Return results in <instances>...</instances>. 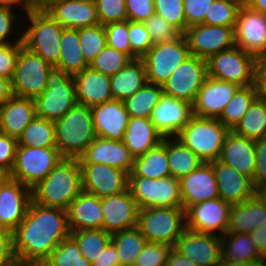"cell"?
<instances>
[{"mask_svg": "<svg viewBox=\"0 0 266 266\" xmlns=\"http://www.w3.org/2000/svg\"><path fill=\"white\" fill-rule=\"evenodd\" d=\"M129 21L145 22L155 14L154 0H126Z\"/></svg>", "mask_w": 266, "mask_h": 266, "instance_id": "obj_57", "label": "cell"}, {"mask_svg": "<svg viewBox=\"0 0 266 266\" xmlns=\"http://www.w3.org/2000/svg\"><path fill=\"white\" fill-rule=\"evenodd\" d=\"M174 248L198 266H220L222 262L220 236L186 229Z\"/></svg>", "mask_w": 266, "mask_h": 266, "instance_id": "obj_18", "label": "cell"}, {"mask_svg": "<svg viewBox=\"0 0 266 266\" xmlns=\"http://www.w3.org/2000/svg\"><path fill=\"white\" fill-rule=\"evenodd\" d=\"M214 0H184L183 9L186 17V29L190 26L202 24L206 13Z\"/></svg>", "mask_w": 266, "mask_h": 266, "instance_id": "obj_56", "label": "cell"}, {"mask_svg": "<svg viewBox=\"0 0 266 266\" xmlns=\"http://www.w3.org/2000/svg\"><path fill=\"white\" fill-rule=\"evenodd\" d=\"M12 81L0 75V108L13 96Z\"/></svg>", "mask_w": 266, "mask_h": 266, "instance_id": "obj_66", "label": "cell"}, {"mask_svg": "<svg viewBox=\"0 0 266 266\" xmlns=\"http://www.w3.org/2000/svg\"><path fill=\"white\" fill-rule=\"evenodd\" d=\"M167 155V137L150 149L146 154L135 158L129 177H145L159 179L170 176Z\"/></svg>", "mask_w": 266, "mask_h": 266, "instance_id": "obj_35", "label": "cell"}, {"mask_svg": "<svg viewBox=\"0 0 266 266\" xmlns=\"http://www.w3.org/2000/svg\"><path fill=\"white\" fill-rule=\"evenodd\" d=\"M32 190L10 177L0 185V223L13 231L24 219Z\"/></svg>", "mask_w": 266, "mask_h": 266, "instance_id": "obj_22", "label": "cell"}, {"mask_svg": "<svg viewBox=\"0 0 266 266\" xmlns=\"http://www.w3.org/2000/svg\"><path fill=\"white\" fill-rule=\"evenodd\" d=\"M219 160L232 166L253 182L256 166L255 141L230 131L224 140Z\"/></svg>", "mask_w": 266, "mask_h": 266, "instance_id": "obj_28", "label": "cell"}, {"mask_svg": "<svg viewBox=\"0 0 266 266\" xmlns=\"http://www.w3.org/2000/svg\"><path fill=\"white\" fill-rule=\"evenodd\" d=\"M256 58L240 47L221 51L207 60L208 77L235 83L241 87L254 85Z\"/></svg>", "mask_w": 266, "mask_h": 266, "instance_id": "obj_10", "label": "cell"}, {"mask_svg": "<svg viewBox=\"0 0 266 266\" xmlns=\"http://www.w3.org/2000/svg\"><path fill=\"white\" fill-rule=\"evenodd\" d=\"M266 223V205L255 194L252 198L230 209L229 226L226 233L250 234L255 228Z\"/></svg>", "mask_w": 266, "mask_h": 266, "instance_id": "obj_32", "label": "cell"}, {"mask_svg": "<svg viewBox=\"0 0 266 266\" xmlns=\"http://www.w3.org/2000/svg\"><path fill=\"white\" fill-rule=\"evenodd\" d=\"M35 117V101L13 95L0 108V132L18 140Z\"/></svg>", "mask_w": 266, "mask_h": 266, "instance_id": "obj_31", "label": "cell"}, {"mask_svg": "<svg viewBox=\"0 0 266 266\" xmlns=\"http://www.w3.org/2000/svg\"><path fill=\"white\" fill-rule=\"evenodd\" d=\"M235 46L255 58L266 56V15L240 7L234 28Z\"/></svg>", "mask_w": 266, "mask_h": 266, "instance_id": "obj_16", "label": "cell"}, {"mask_svg": "<svg viewBox=\"0 0 266 266\" xmlns=\"http://www.w3.org/2000/svg\"><path fill=\"white\" fill-rule=\"evenodd\" d=\"M190 55L184 34L174 41L155 44L141 58L145 64L147 82L162 86Z\"/></svg>", "mask_w": 266, "mask_h": 266, "instance_id": "obj_11", "label": "cell"}, {"mask_svg": "<svg viewBox=\"0 0 266 266\" xmlns=\"http://www.w3.org/2000/svg\"><path fill=\"white\" fill-rule=\"evenodd\" d=\"M60 56L55 66L70 76L81 73L89 67L79 42V29L64 28L60 38Z\"/></svg>", "mask_w": 266, "mask_h": 266, "instance_id": "obj_36", "label": "cell"}, {"mask_svg": "<svg viewBox=\"0 0 266 266\" xmlns=\"http://www.w3.org/2000/svg\"><path fill=\"white\" fill-rule=\"evenodd\" d=\"M207 78V60L190 55L162 84L163 94L193 104Z\"/></svg>", "mask_w": 266, "mask_h": 266, "instance_id": "obj_13", "label": "cell"}, {"mask_svg": "<svg viewBox=\"0 0 266 266\" xmlns=\"http://www.w3.org/2000/svg\"><path fill=\"white\" fill-rule=\"evenodd\" d=\"M56 1L59 0H27V4L30 11H45Z\"/></svg>", "mask_w": 266, "mask_h": 266, "instance_id": "obj_67", "label": "cell"}, {"mask_svg": "<svg viewBox=\"0 0 266 266\" xmlns=\"http://www.w3.org/2000/svg\"><path fill=\"white\" fill-rule=\"evenodd\" d=\"M256 194L259 196V198L264 202L266 205V185L261 186L256 189Z\"/></svg>", "mask_w": 266, "mask_h": 266, "instance_id": "obj_71", "label": "cell"}, {"mask_svg": "<svg viewBox=\"0 0 266 266\" xmlns=\"http://www.w3.org/2000/svg\"><path fill=\"white\" fill-rule=\"evenodd\" d=\"M163 95L161 85L147 82L134 95L123 101L130 117L150 118L153 108Z\"/></svg>", "mask_w": 266, "mask_h": 266, "instance_id": "obj_41", "label": "cell"}, {"mask_svg": "<svg viewBox=\"0 0 266 266\" xmlns=\"http://www.w3.org/2000/svg\"><path fill=\"white\" fill-rule=\"evenodd\" d=\"M0 230H7V229H5L0 223Z\"/></svg>", "mask_w": 266, "mask_h": 266, "instance_id": "obj_75", "label": "cell"}, {"mask_svg": "<svg viewBox=\"0 0 266 266\" xmlns=\"http://www.w3.org/2000/svg\"><path fill=\"white\" fill-rule=\"evenodd\" d=\"M221 238L222 260L235 262H266L250 234L225 233Z\"/></svg>", "mask_w": 266, "mask_h": 266, "instance_id": "obj_37", "label": "cell"}, {"mask_svg": "<svg viewBox=\"0 0 266 266\" xmlns=\"http://www.w3.org/2000/svg\"><path fill=\"white\" fill-rule=\"evenodd\" d=\"M254 87L257 97L266 100V56L256 58Z\"/></svg>", "mask_w": 266, "mask_h": 266, "instance_id": "obj_62", "label": "cell"}, {"mask_svg": "<svg viewBox=\"0 0 266 266\" xmlns=\"http://www.w3.org/2000/svg\"><path fill=\"white\" fill-rule=\"evenodd\" d=\"M111 242L118 252L120 266H134L147 240L136 226L112 234Z\"/></svg>", "mask_w": 266, "mask_h": 266, "instance_id": "obj_40", "label": "cell"}, {"mask_svg": "<svg viewBox=\"0 0 266 266\" xmlns=\"http://www.w3.org/2000/svg\"><path fill=\"white\" fill-rule=\"evenodd\" d=\"M79 42L84 58L90 63L107 46L104 26L97 24L79 29Z\"/></svg>", "mask_w": 266, "mask_h": 266, "instance_id": "obj_47", "label": "cell"}, {"mask_svg": "<svg viewBox=\"0 0 266 266\" xmlns=\"http://www.w3.org/2000/svg\"><path fill=\"white\" fill-rule=\"evenodd\" d=\"M67 223L70 232L88 229H103L101 199L82 191L68 206Z\"/></svg>", "mask_w": 266, "mask_h": 266, "instance_id": "obj_30", "label": "cell"}, {"mask_svg": "<svg viewBox=\"0 0 266 266\" xmlns=\"http://www.w3.org/2000/svg\"><path fill=\"white\" fill-rule=\"evenodd\" d=\"M91 266H120L118 252L112 242H110L99 257L91 263Z\"/></svg>", "mask_w": 266, "mask_h": 266, "instance_id": "obj_63", "label": "cell"}, {"mask_svg": "<svg viewBox=\"0 0 266 266\" xmlns=\"http://www.w3.org/2000/svg\"><path fill=\"white\" fill-rule=\"evenodd\" d=\"M231 206L220 197L189 206L186 212L187 229L222 236L227 232Z\"/></svg>", "mask_w": 266, "mask_h": 266, "instance_id": "obj_15", "label": "cell"}, {"mask_svg": "<svg viewBox=\"0 0 266 266\" xmlns=\"http://www.w3.org/2000/svg\"><path fill=\"white\" fill-rule=\"evenodd\" d=\"M103 230L109 234L137 226L139 207L129 188L120 194L102 197Z\"/></svg>", "mask_w": 266, "mask_h": 266, "instance_id": "obj_20", "label": "cell"}, {"mask_svg": "<svg viewBox=\"0 0 266 266\" xmlns=\"http://www.w3.org/2000/svg\"><path fill=\"white\" fill-rule=\"evenodd\" d=\"M14 43L0 44V75L12 80L21 49L24 47L22 33Z\"/></svg>", "mask_w": 266, "mask_h": 266, "instance_id": "obj_54", "label": "cell"}, {"mask_svg": "<svg viewBox=\"0 0 266 266\" xmlns=\"http://www.w3.org/2000/svg\"><path fill=\"white\" fill-rule=\"evenodd\" d=\"M18 146L31 148L56 147L54 122L35 117L17 140Z\"/></svg>", "mask_w": 266, "mask_h": 266, "instance_id": "obj_42", "label": "cell"}, {"mask_svg": "<svg viewBox=\"0 0 266 266\" xmlns=\"http://www.w3.org/2000/svg\"><path fill=\"white\" fill-rule=\"evenodd\" d=\"M193 116L192 104L163 94L150 119L156 130L166 138L175 137Z\"/></svg>", "mask_w": 266, "mask_h": 266, "instance_id": "obj_19", "label": "cell"}, {"mask_svg": "<svg viewBox=\"0 0 266 266\" xmlns=\"http://www.w3.org/2000/svg\"><path fill=\"white\" fill-rule=\"evenodd\" d=\"M240 6L229 0H214L202 24L235 28Z\"/></svg>", "mask_w": 266, "mask_h": 266, "instance_id": "obj_48", "label": "cell"}, {"mask_svg": "<svg viewBox=\"0 0 266 266\" xmlns=\"http://www.w3.org/2000/svg\"><path fill=\"white\" fill-rule=\"evenodd\" d=\"M52 67L42 57L23 47L11 80L13 94L35 100L45 90L47 75Z\"/></svg>", "mask_w": 266, "mask_h": 266, "instance_id": "obj_12", "label": "cell"}, {"mask_svg": "<svg viewBox=\"0 0 266 266\" xmlns=\"http://www.w3.org/2000/svg\"><path fill=\"white\" fill-rule=\"evenodd\" d=\"M16 264L12 248V231L0 230V266H15Z\"/></svg>", "mask_w": 266, "mask_h": 266, "instance_id": "obj_60", "label": "cell"}, {"mask_svg": "<svg viewBox=\"0 0 266 266\" xmlns=\"http://www.w3.org/2000/svg\"><path fill=\"white\" fill-rule=\"evenodd\" d=\"M15 266H42V265H20V264H16Z\"/></svg>", "mask_w": 266, "mask_h": 266, "instance_id": "obj_74", "label": "cell"}, {"mask_svg": "<svg viewBox=\"0 0 266 266\" xmlns=\"http://www.w3.org/2000/svg\"><path fill=\"white\" fill-rule=\"evenodd\" d=\"M220 266H266V262H235L222 260Z\"/></svg>", "mask_w": 266, "mask_h": 266, "instance_id": "obj_70", "label": "cell"}, {"mask_svg": "<svg viewBox=\"0 0 266 266\" xmlns=\"http://www.w3.org/2000/svg\"><path fill=\"white\" fill-rule=\"evenodd\" d=\"M247 6L266 15V0H249Z\"/></svg>", "mask_w": 266, "mask_h": 266, "instance_id": "obj_69", "label": "cell"}, {"mask_svg": "<svg viewBox=\"0 0 266 266\" xmlns=\"http://www.w3.org/2000/svg\"><path fill=\"white\" fill-rule=\"evenodd\" d=\"M216 176L219 197L230 205L239 204L256 194L252 180L220 160L210 162Z\"/></svg>", "mask_w": 266, "mask_h": 266, "instance_id": "obj_24", "label": "cell"}, {"mask_svg": "<svg viewBox=\"0 0 266 266\" xmlns=\"http://www.w3.org/2000/svg\"><path fill=\"white\" fill-rule=\"evenodd\" d=\"M69 236L66 210L44 207L31 200L23 221L12 231L16 263L42 265Z\"/></svg>", "mask_w": 266, "mask_h": 266, "instance_id": "obj_1", "label": "cell"}, {"mask_svg": "<svg viewBox=\"0 0 266 266\" xmlns=\"http://www.w3.org/2000/svg\"><path fill=\"white\" fill-rule=\"evenodd\" d=\"M15 5H20L21 8L23 7V12L25 11L27 13L28 11H30L28 8L27 0H0L1 7H6L14 10Z\"/></svg>", "mask_w": 266, "mask_h": 266, "instance_id": "obj_68", "label": "cell"}, {"mask_svg": "<svg viewBox=\"0 0 266 266\" xmlns=\"http://www.w3.org/2000/svg\"><path fill=\"white\" fill-rule=\"evenodd\" d=\"M70 236L78 244L82 256L90 263L99 257L112 240V235L103 229L77 230L70 232Z\"/></svg>", "mask_w": 266, "mask_h": 266, "instance_id": "obj_44", "label": "cell"}, {"mask_svg": "<svg viewBox=\"0 0 266 266\" xmlns=\"http://www.w3.org/2000/svg\"><path fill=\"white\" fill-rule=\"evenodd\" d=\"M166 266H198L184 255L179 253L174 247L170 251Z\"/></svg>", "mask_w": 266, "mask_h": 266, "instance_id": "obj_65", "label": "cell"}, {"mask_svg": "<svg viewBox=\"0 0 266 266\" xmlns=\"http://www.w3.org/2000/svg\"><path fill=\"white\" fill-rule=\"evenodd\" d=\"M81 192L79 160L63 158L47 177L32 189V200L44 207L67 210Z\"/></svg>", "mask_w": 266, "mask_h": 266, "instance_id": "obj_2", "label": "cell"}, {"mask_svg": "<svg viewBox=\"0 0 266 266\" xmlns=\"http://www.w3.org/2000/svg\"><path fill=\"white\" fill-rule=\"evenodd\" d=\"M162 140L150 118L130 117L123 142L134 158L146 154Z\"/></svg>", "mask_w": 266, "mask_h": 266, "instance_id": "obj_33", "label": "cell"}, {"mask_svg": "<svg viewBox=\"0 0 266 266\" xmlns=\"http://www.w3.org/2000/svg\"><path fill=\"white\" fill-rule=\"evenodd\" d=\"M94 2L99 24L105 26L128 20L126 0H94Z\"/></svg>", "mask_w": 266, "mask_h": 266, "instance_id": "obj_51", "label": "cell"}, {"mask_svg": "<svg viewBox=\"0 0 266 266\" xmlns=\"http://www.w3.org/2000/svg\"><path fill=\"white\" fill-rule=\"evenodd\" d=\"M98 137L123 141L130 116L121 100L113 99L91 108Z\"/></svg>", "mask_w": 266, "mask_h": 266, "instance_id": "obj_25", "label": "cell"}, {"mask_svg": "<svg viewBox=\"0 0 266 266\" xmlns=\"http://www.w3.org/2000/svg\"><path fill=\"white\" fill-rule=\"evenodd\" d=\"M137 227L147 242L175 246L187 229L183 207L143 208L139 210Z\"/></svg>", "mask_w": 266, "mask_h": 266, "instance_id": "obj_7", "label": "cell"}, {"mask_svg": "<svg viewBox=\"0 0 266 266\" xmlns=\"http://www.w3.org/2000/svg\"><path fill=\"white\" fill-rule=\"evenodd\" d=\"M128 38L131 46L132 60L142 58L154 46L143 22L128 20Z\"/></svg>", "mask_w": 266, "mask_h": 266, "instance_id": "obj_49", "label": "cell"}, {"mask_svg": "<svg viewBox=\"0 0 266 266\" xmlns=\"http://www.w3.org/2000/svg\"><path fill=\"white\" fill-rule=\"evenodd\" d=\"M26 23L30 22L24 32L22 41L29 51L42 57L53 67L58 64L60 56V38L64 27L46 11H28Z\"/></svg>", "mask_w": 266, "mask_h": 266, "instance_id": "obj_5", "label": "cell"}, {"mask_svg": "<svg viewBox=\"0 0 266 266\" xmlns=\"http://www.w3.org/2000/svg\"><path fill=\"white\" fill-rule=\"evenodd\" d=\"M9 178V173L0 166V185H2Z\"/></svg>", "mask_w": 266, "mask_h": 266, "instance_id": "obj_72", "label": "cell"}, {"mask_svg": "<svg viewBox=\"0 0 266 266\" xmlns=\"http://www.w3.org/2000/svg\"><path fill=\"white\" fill-rule=\"evenodd\" d=\"M184 0H154L155 13L176 27L182 34L186 31Z\"/></svg>", "mask_w": 266, "mask_h": 266, "instance_id": "obj_50", "label": "cell"}, {"mask_svg": "<svg viewBox=\"0 0 266 266\" xmlns=\"http://www.w3.org/2000/svg\"><path fill=\"white\" fill-rule=\"evenodd\" d=\"M184 36L190 54L205 60L235 46L234 28L228 26L197 24L188 27Z\"/></svg>", "mask_w": 266, "mask_h": 266, "instance_id": "obj_14", "label": "cell"}, {"mask_svg": "<svg viewBox=\"0 0 266 266\" xmlns=\"http://www.w3.org/2000/svg\"><path fill=\"white\" fill-rule=\"evenodd\" d=\"M257 250L266 259V223L255 228L250 233Z\"/></svg>", "mask_w": 266, "mask_h": 266, "instance_id": "obj_64", "label": "cell"}, {"mask_svg": "<svg viewBox=\"0 0 266 266\" xmlns=\"http://www.w3.org/2000/svg\"><path fill=\"white\" fill-rule=\"evenodd\" d=\"M229 1L237 3L240 7L247 6V4L249 3V0H229Z\"/></svg>", "mask_w": 266, "mask_h": 266, "instance_id": "obj_73", "label": "cell"}, {"mask_svg": "<svg viewBox=\"0 0 266 266\" xmlns=\"http://www.w3.org/2000/svg\"><path fill=\"white\" fill-rule=\"evenodd\" d=\"M173 246L165 243L146 242L135 261V266H166Z\"/></svg>", "mask_w": 266, "mask_h": 266, "instance_id": "obj_52", "label": "cell"}, {"mask_svg": "<svg viewBox=\"0 0 266 266\" xmlns=\"http://www.w3.org/2000/svg\"><path fill=\"white\" fill-rule=\"evenodd\" d=\"M144 24L154 45L174 41L182 35L176 27L168 23L167 20L156 13L147 19Z\"/></svg>", "mask_w": 266, "mask_h": 266, "instance_id": "obj_53", "label": "cell"}, {"mask_svg": "<svg viewBox=\"0 0 266 266\" xmlns=\"http://www.w3.org/2000/svg\"><path fill=\"white\" fill-rule=\"evenodd\" d=\"M12 11L9 8L0 6V44L13 43L12 40L11 42L9 41V37L14 32L13 28L14 24H16L14 21L18 20L16 19V13Z\"/></svg>", "mask_w": 266, "mask_h": 266, "instance_id": "obj_61", "label": "cell"}, {"mask_svg": "<svg viewBox=\"0 0 266 266\" xmlns=\"http://www.w3.org/2000/svg\"><path fill=\"white\" fill-rule=\"evenodd\" d=\"M240 87L235 83L208 77L192 104L193 115L202 118H219Z\"/></svg>", "mask_w": 266, "mask_h": 266, "instance_id": "obj_21", "label": "cell"}, {"mask_svg": "<svg viewBox=\"0 0 266 266\" xmlns=\"http://www.w3.org/2000/svg\"><path fill=\"white\" fill-rule=\"evenodd\" d=\"M63 159L56 147L31 148L17 146L15 163L9 177L31 190Z\"/></svg>", "mask_w": 266, "mask_h": 266, "instance_id": "obj_8", "label": "cell"}, {"mask_svg": "<svg viewBox=\"0 0 266 266\" xmlns=\"http://www.w3.org/2000/svg\"><path fill=\"white\" fill-rule=\"evenodd\" d=\"M34 101L37 117L53 122L60 119L78 103L73 76L52 67L45 90Z\"/></svg>", "mask_w": 266, "mask_h": 266, "instance_id": "obj_6", "label": "cell"}, {"mask_svg": "<svg viewBox=\"0 0 266 266\" xmlns=\"http://www.w3.org/2000/svg\"><path fill=\"white\" fill-rule=\"evenodd\" d=\"M78 160L80 164H107L130 174L135 158L123 141L97 136Z\"/></svg>", "mask_w": 266, "mask_h": 266, "instance_id": "obj_23", "label": "cell"}, {"mask_svg": "<svg viewBox=\"0 0 266 266\" xmlns=\"http://www.w3.org/2000/svg\"><path fill=\"white\" fill-rule=\"evenodd\" d=\"M82 256L76 241L69 236L63 240L50 254L42 266H91Z\"/></svg>", "mask_w": 266, "mask_h": 266, "instance_id": "obj_45", "label": "cell"}, {"mask_svg": "<svg viewBox=\"0 0 266 266\" xmlns=\"http://www.w3.org/2000/svg\"><path fill=\"white\" fill-rule=\"evenodd\" d=\"M183 208L219 198L216 176L211 163H203L180 179Z\"/></svg>", "mask_w": 266, "mask_h": 266, "instance_id": "obj_26", "label": "cell"}, {"mask_svg": "<svg viewBox=\"0 0 266 266\" xmlns=\"http://www.w3.org/2000/svg\"><path fill=\"white\" fill-rule=\"evenodd\" d=\"M56 148L63 158L79 159L97 137L91 108L77 103L54 122Z\"/></svg>", "mask_w": 266, "mask_h": 266, "instance_id": "obj_3", "label": "cell"}, {"mask_svg": "<svg viewBox=\"0 0 266 266\" xmlns=\"http://www.w3.org/2000/svg\"><path fill=\"white\" fill-rule=\"evenodd\" d=\"M167 155L171 176L179 180L204 163L175 137H167Z\"/></svg>", "mask_w": 266, "mask_h": 266, "instance_id": "obj_38", "label": "cell"}, {"mask_svg": "<svg viewBox=\"0 0 266 266\" xmlns=\"http://www.w3.org/2000/svg\"><path fill=\"white\" fill-rule=\"evenodd\" d=\"M76 98L79 104L90 108L113 100L111 77L90 67L73 76Z\"/></svg>", "mask_w": 266, "mask_h": 266, "instance_id": "obj_29", "label": "cell"}, {"mask_svg": "<svg viewBox=\"0 0 266 266\" xmlns=\"http://www.w3.org/2000/svg\"><path fill=\"white\" fill-rule=\"evenodd\" d=\"M131 60L132 59L126 53L120 52L107 45L89 63V67L92 70L111 77L125 68Z\"/></svg>", "mask_w": 266, "mask_h": 266, "instance_id": "obj_46", "label": "cell"}, {"mask_svg": "<svg viewBox=\"0 0 266 266\" xmlns=\"http://www.w3.org/2000/svg\"><path fill=\"white\" fill-rule=\"evenodd\" d=\"M45 11L64 28L81 29L99 24L94 0H59Z\"/></svg>", "mask_w": 266, "mask_h": 266, "instance_id": "obj_27", "label": "cell"}, {"mask_svg": "<svg viewBox=\"0 0 266 266\" xmlns=\"http://www.w3.org/2000/svg\"><path fill=\"white\" fill-rule=\"evenodd\" d=\"M147 83L146 68L141 58L133 59L129 64L111 76L113 99L124 101L134 95Z\"/></svg>", "mask_w": 266, "mask_h": 266, "instance_id": "obj_34", "label": "cell"}, {"mask_svg": "<svg viewBox=\"0 0 266 266\" xmlns=\"http://www.w3.org/2000/svg\"><path fill=\"white\" fill-rule=\"evenodd\" d=\"M232 131L254 141L266 137V100L257 97Z\"/></svg>", "mask_w": 266, "mask_h": 266, "instance_id": "obj_39", "label": "cell"}, {"mask_svg": "<svg viewBox=\"0 0 266 266\" xmlns=\"http://www.w3.org/2000/svg\"><path fill=\"white\" fill-rule=\"evenodd\" d=\"M82 191L99 198L128 189L129 174L107 164H80Z\"/></svg>", "mask_w": 266, "mask_h": 266, "instance_id": "obj_17", "label": "cell"}, {"mask_svg": "<svg viewBox=\"0 0 266 266\" xmlns=\"http://www.w3.org/2000/svg\"><path fill=\"white\" fill-rule=\"evenodd\" d=\"M256 166L253 178L254 188L266 185V137L255 140Z\"/></svg>", "mask_w": 266, "mask_h": 266, "instance_id": "obj_59", "label": "cell"}, {"mask_svg": "<svg viewBox=\"0 0 266 266\" xmlns=\"http://www.w3.org/2000/svg\"><path fill=\"white\" fill-rule=\"evenodd\" d=\"M128 188L139 209L183 207L180 180L171 175L159 179L129 177Z\"/></svg>", "mask_w": 266, "mask_h": 266, "instance_id": "obj_9", "label": "cell"}, {"mask_svg": "<svg viewBox=\"0 0 266 266\" xmlns=\"http://www.w3.org/2000/svg\"><path fill=\"white\" fill-rule=\"evenodd\" d=\"M17 146V139L0 132V166L8 173L14 166Z\"/></svg>", "mask_w": 266, "mask_h": 266, "instance_id": "obj_58", "label": "cell"}, {"mask_svg": "<svg viewBox=\"0 0 266 266\" xmlns=\"http://www.w3.org/2000/svg\"><path fill=\"white\" fill-rule=\"evenodd\" d=\"M230 130L218 118L193 116L175 136L204 163L219 160L224 140Z\"/></svg>", "mask_w": 266, "mask_h": 266, "instance_id": "obj_4", "label": "cell"}, {"mask_svg": "<svg viewBox=\"0 0 266 266\" xmlns=\"http://www.w3.org/2000/svg\"><path fill=\"white\" fill-rule=\"evenodd\" d=\"M256 98L257 93L254 85L240 87L231 101L225 106L218 120L232 131Z\"/></svg>", "mask_w": 266, "mask_h": 266, "instance_id": "obj_43", "label": "cell"}, {"mask_svg": "<svg viewBox=\"0 0 266 266\" xmlns=\"http://www.w3.org/2000/svg\"><path fill=\"white\" fill-rule=\"evenodd\" d=\"M107 45L126 53L131 58V46L128 38V20L110 23L104 26Z\"/></svg>", "mask_w": 266, "mask_h": 266, "instance_id": "obj_55", "label": "cell"}]
</instances>
